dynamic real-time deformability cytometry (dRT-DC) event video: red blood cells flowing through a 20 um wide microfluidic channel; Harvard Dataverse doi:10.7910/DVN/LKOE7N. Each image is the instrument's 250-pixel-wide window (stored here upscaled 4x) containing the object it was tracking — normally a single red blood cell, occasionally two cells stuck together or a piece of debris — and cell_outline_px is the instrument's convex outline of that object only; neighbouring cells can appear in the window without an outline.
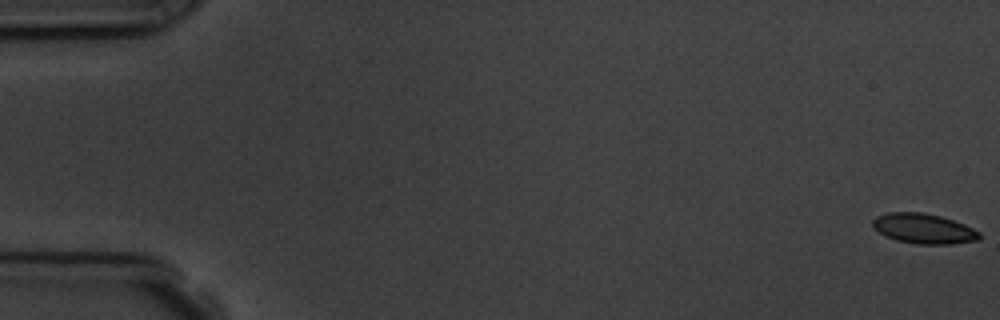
{"species": "common noctule bat (a hibernating species)", "species_latin": "Nyctalus noctula", "temperature_condition": "room temperature", "stored_images_in_passage": 6, "camera_frame_rate_fps": 3000, "um_per_image_px": 0.085, "animal": {"sex": "male", "body_mass_g": 19.5, "forearm_length_mm": 54.6}, "frame": {"image": 1, "passage_image": 1, "time_ms": 0.0, "image_size_px": [1000, 320], "cell_outline_px": [[980, 240], [948, 244], [916, 244], [896, 240], [884, 236], [872, 228], [872, 220], [876, 216], [888, 212], [924, 212], [940, 216], [964, 224], [980, 232]], "centroid_in_image_um": [78.47, 19.43], "position_along_channel_um": 6.5, "area_um2": 18.84}}